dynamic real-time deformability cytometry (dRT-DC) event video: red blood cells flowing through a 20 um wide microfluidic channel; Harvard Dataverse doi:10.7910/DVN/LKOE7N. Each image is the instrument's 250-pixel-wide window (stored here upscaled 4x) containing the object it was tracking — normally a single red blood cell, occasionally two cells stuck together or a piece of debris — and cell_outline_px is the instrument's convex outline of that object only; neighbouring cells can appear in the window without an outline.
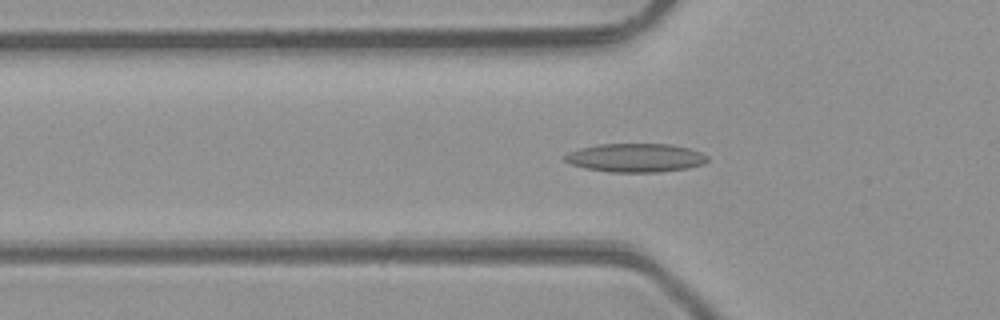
{"species": "common noctule bat (a hibernating species)", "species_latin": "Nyctalus noctula", "temperature_condition": "room temperature", "stored_images_in_passage": 40, "camera_frame_rate_fps": 3000, "um_per_image_px": 0.085, "animal": {"sex": "male", "body_mass_g": 23.1, "forearm_length_mm": 52.7}, "frame": {"image": 1, "passage_image": 8, "time_ms": 2.333, "image_size_px": [1000, 320], "cell_outline_px": [[708, 160], [704, 164], [688, 168], [660, 172], [608, 172], [584, 168], [572, 164], [564, 160], [564, 156], [568, 152], [580, 148], [596, 144], [672, 144], [688, 148], [700, 152], [708, 156]], "centroid_in_image_um": [54.02, 13.41], "position_along_channel_um": 71.8, "area_um2": 23.93}}
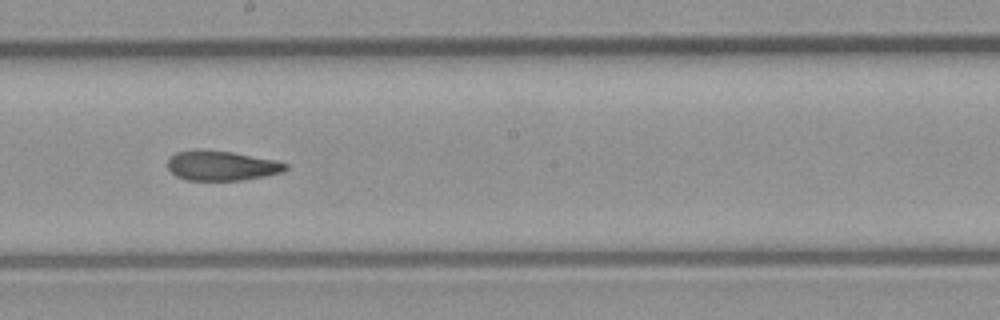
{"frame": {"image": 2, "passage_image": 19, "time_ms": 6.0, "image_size_px": [1000, 320], "cell_outline_px": [[288, 168], [284, 172], [244, 180], [188, 180], [176, 176], [168, 168], [168, 156], [176, 152], [192, 148], [204, 148], [232, 152], [276, 160], [288, 164]], "centroid_in_image_um": [18.81, 14.05], "position_along_channel_um": 229.4, "area_um2": 20.92}}
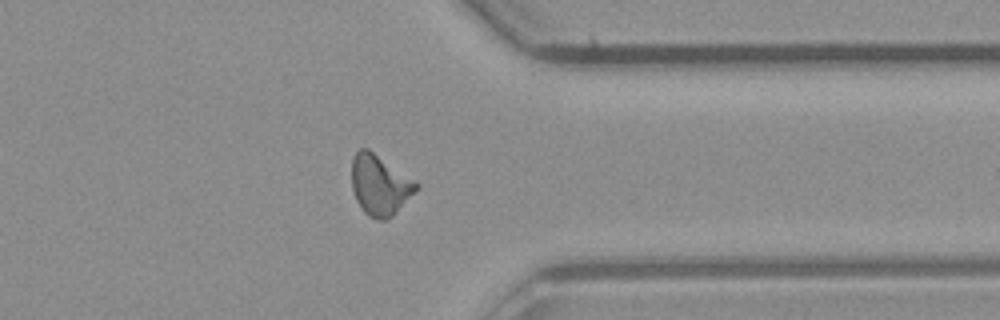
{"frame": {"image": 3, "passage_image": 30, "time_ms": 9.667, "image_size_px": [1000, 320], "cell_outline_px": [[420, 188], [392, 216], [384, 220], [380, 220], [368, 216], [360, 208], [356, 200], [352, 188], [352, 160], [356, 152], [360, 148], [368, 148], [416, 180], [420, 184]], "centroid_in_image_um": [32.3, 15.72], "position_along_channel_um": 379.1, "area_um2": 22.95}, "authors_computed_cell_mechanics": {"area_um2": 21.3282, "velocity_mm_per_s": 4.2646, "shape_relaxation_time_tau1_ms": null, "shape_relaxation_time_tau2_ms": 3.086, "deformation_change_tau1": null, "deformation_change_tau2": 0.1141}}